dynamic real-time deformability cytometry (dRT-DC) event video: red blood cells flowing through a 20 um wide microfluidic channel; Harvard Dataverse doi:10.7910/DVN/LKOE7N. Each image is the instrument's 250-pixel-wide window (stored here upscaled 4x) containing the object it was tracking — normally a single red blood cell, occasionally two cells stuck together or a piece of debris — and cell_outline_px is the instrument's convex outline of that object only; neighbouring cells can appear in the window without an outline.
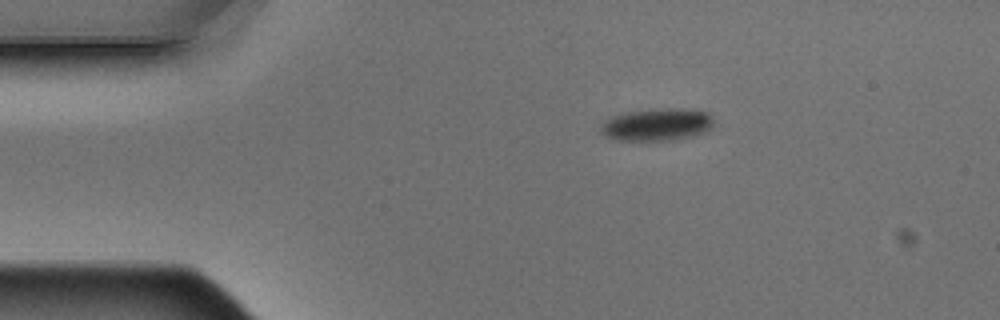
{"species": "Egyptian fruit bat (a non-hibernating species)", "species_latin": "Rousettus aegyptiacus", "temperature_condition": "warm", "stored_images_in_passage": 4, "camera_frame_rate_fps": 3000, "um_per_image_px": 0.085, "animal": {"sex": "male"}, "frame": {"image": 1, "passage_image": 1, "time_ms": 0.0, "image_size_px": [1000, 320], "cell_outline_px": [[712, 128], [708, 132], [692, 136], [672, 140], [612, 140], [600, 132], [600, 124], [604, 120], [620, 112], [668, 108], [688, 108], [708, 112], [712, 116]], "centroid_in_image_um": [55.83, 10.58], "position_along_channel_um": 29.2, "area_um2": 21.79}}
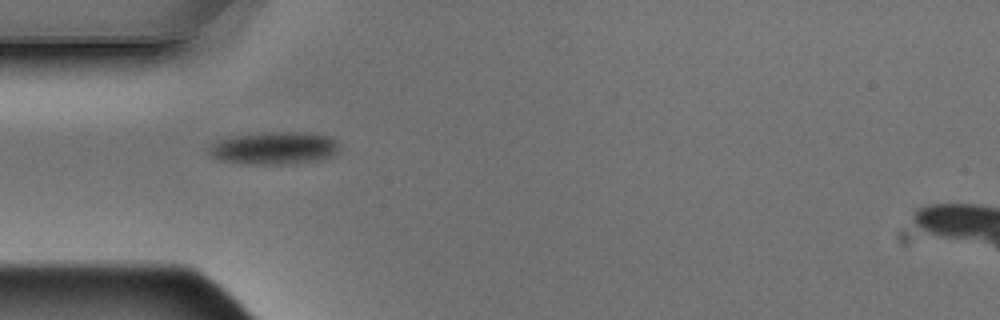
{"frame": {"image": 2, "passage_image": 3, "time_ms": 0.667, "image_size_px": [1000, 320], "cell_outline_px": [[336, 152], [332, 156], [316, 160], [284, 164], [240, 164], [220, 160], [212, 156], [208, 152], [208, 148], [216, 140], [228, 136], [264, 132], [312, 132], [328, 136], [336, 144]], "centroid_in_image_um": [23.21, 12.58], "position_along_channel_um": 61.8, "area_um2": 24.8}}
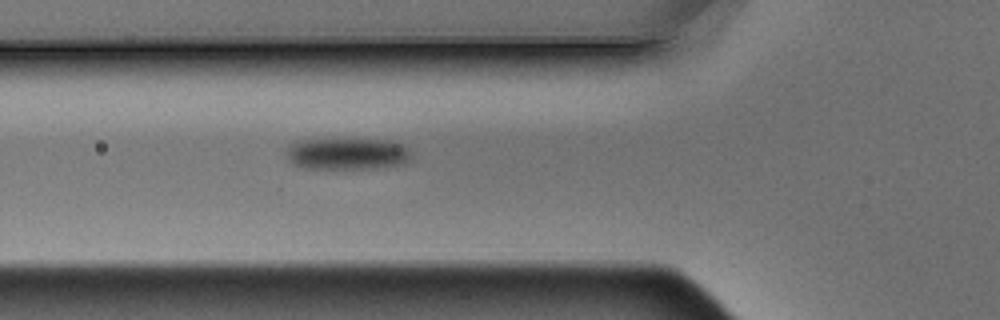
{"frame": {"image": 3, "passage_image": 4, "time_ms": 1.0, "image_size_px": [1000, 320], "cell_outline_px": [[412, 160], [404, 164], [380, 168], [304, 168], [292, 164], [288, 160], [288, 144], [296, 140], [392, 140], [404, 144], [412, 152]], "centroid_in_image_um": [29.58, 13.07], "position_along_channel_um": 96.2, "area_um2": 23.29}}